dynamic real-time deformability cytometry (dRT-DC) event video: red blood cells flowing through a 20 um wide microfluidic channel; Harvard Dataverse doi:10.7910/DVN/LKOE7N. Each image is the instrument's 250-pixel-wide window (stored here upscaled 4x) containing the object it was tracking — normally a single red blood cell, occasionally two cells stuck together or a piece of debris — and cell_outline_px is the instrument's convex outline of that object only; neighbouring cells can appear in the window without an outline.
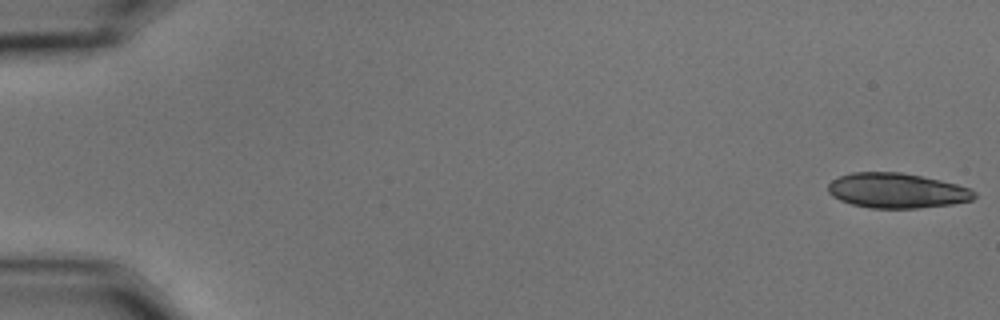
{"species": "common noctule bat (a hibernating species)", "species_latin": "Nyctalus noctula", "temperature_condition": "cold", "stored_images_in_passage": 22, "camera_frame_rate_fps": 3000, "um_per_image_px": 0.085, "animal": {"sex": "male", "body_mass_g": 15.6}, "frame": {"image": 1, "passage_image": 1, "time_ms": 0.0, "image_size_px": [1000, 320], "cell_outline_px": [[976, 196], [972, 200], [952, 204], [916, 208], [868, 208], [852, 204], [840, 200], [832, 196], [828, 192], [828, 184], [832, 180], [840, 176], [852, 172], [900, 172], [940, 180], [956, 184], [968, 188], [976, 192]], "centroid_in_image_um": [76.21, 16.2], "position_along_channel_um": 8.8, "area_um2": 29.71}}